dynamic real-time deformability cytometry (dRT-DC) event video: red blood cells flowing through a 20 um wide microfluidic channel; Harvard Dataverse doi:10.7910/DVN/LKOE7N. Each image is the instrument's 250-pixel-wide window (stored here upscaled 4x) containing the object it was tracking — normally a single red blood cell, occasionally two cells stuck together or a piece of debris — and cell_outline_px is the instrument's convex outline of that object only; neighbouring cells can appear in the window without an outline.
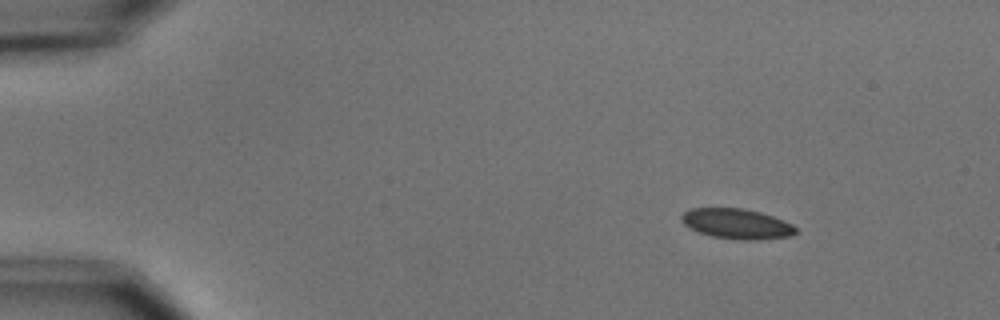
{"species": "common noctule bat (a hibernating species)", "species_latin": "Nyctalus noctula", "temperature_condition": "cold", "stored_images_in_passage": 7, "camera_frame_rate_fps": 3000, "um_per_image_px": 0.085, "animal": {"sex": "male", "body_mass_g": 15.6}, "frame": {"image": 1, "passage_image": 1, "time_ms": 0.0, "image_size_px": [1000, 320], "cell_outline_px": [[796, 232], [788, 236], [756, 240], [740, 240], [712, 236], [700, 232], [684, 224], [680, 220], [680, 216], [684, 212], [692, 208], [740, 208], [760, 212], [784, 220], [792, 224], [796, 228]], "centroid_in_image_um": [62.61, 19.01], "position_along_channel_um": 22.4, "area_um2": 19.88}}
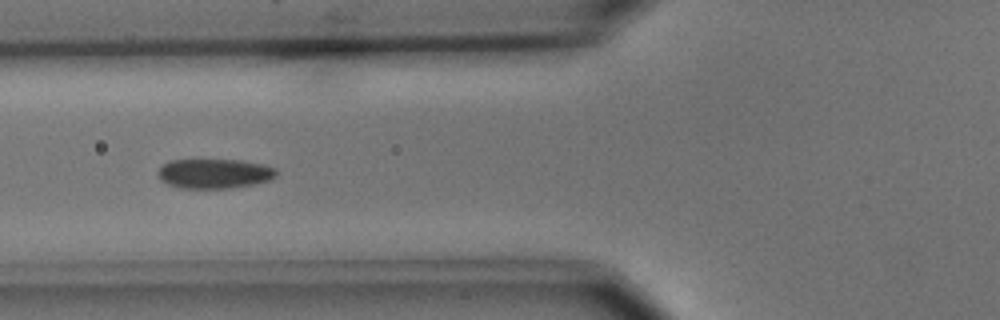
{"frame": {"image": 2, "passage_image": 5, "time_ms": 4.667, "image_size_px": [1000, 320], "cell_outline_px": [[276, 176], [272, 180], [256, 184], [228, 188], [180, 188], [168, 184], [160, 180], [156, 172], [164, 164], [172, 160], [240, 160], [264, 164], [276, 168]], "centroid_in_image_um": [18.25, 14.76], "position_along_channel_um": 107.6, "area_um2": 20.58}}
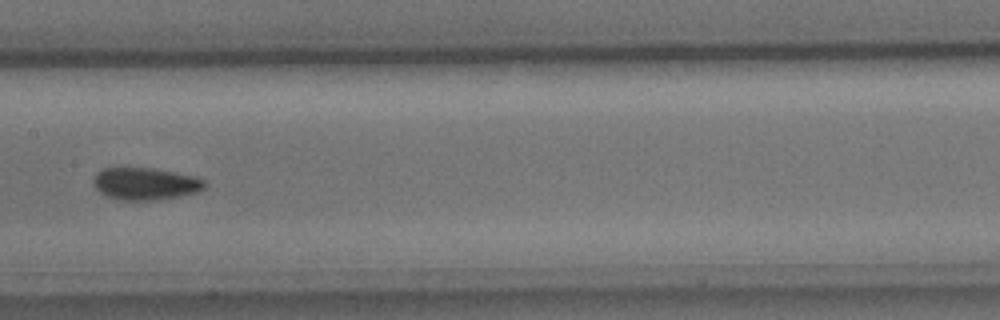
{"frame": {"image": 3, "passage_image": 7, "time_ms": 7.0, "image_size_px": [1000, 320], "cell_outline_px": [[204, 188], [196, 192], [180, 196], [152, 200], [124, 200], [108, 196], [100, 192], [96, 188], [92, 180], [96, 172], [104, 168], [156, 168], [196, 176], [204, 180]], "centroid_in_image_um": [12.35, 15.6], "position_along_channel_um": 195.1, "area_um2": 20.81}}